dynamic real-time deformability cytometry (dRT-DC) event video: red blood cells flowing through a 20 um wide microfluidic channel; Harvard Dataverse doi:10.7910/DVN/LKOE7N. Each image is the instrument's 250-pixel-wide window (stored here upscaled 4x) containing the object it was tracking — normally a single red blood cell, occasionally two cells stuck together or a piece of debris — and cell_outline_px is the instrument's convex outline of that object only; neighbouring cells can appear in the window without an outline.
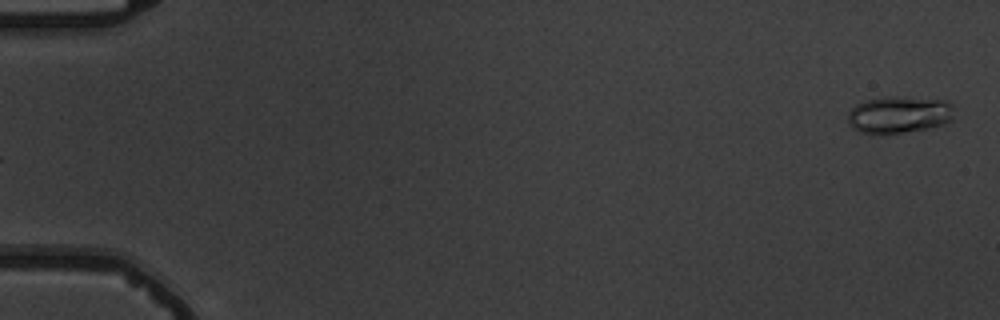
{"species": "common noctule bat (a hibernating species)", "species_latin": "Nyctalus noctula", "temperature_condition": "warm", "stored_images_in_passage": 6, "segment_of_instrument_passage": [2, 2], "camera_frame_rate_fps": 3000, "um_per_image_px": 0.085, "animal": {"sex": "male", "body_mass_g": 19.5, "forearm_length_mm": 54.6}, "frame": {"image": 1, "passage_image": 6, "time_ms": 5.667, "image_size_px": [1000, 320], "cell_outline_px": [[952, 120], [944, 124], [928, 128], [880, 136], [860, 132], [852, 128], [848, 124], [848, 112], [856, 104], [868, 100], [948, 100], [952, 104]], "centroid_in_image_um": [76.38, 9.84], "position_along_channel_um": 8.6, "area_um2": 22.08}}